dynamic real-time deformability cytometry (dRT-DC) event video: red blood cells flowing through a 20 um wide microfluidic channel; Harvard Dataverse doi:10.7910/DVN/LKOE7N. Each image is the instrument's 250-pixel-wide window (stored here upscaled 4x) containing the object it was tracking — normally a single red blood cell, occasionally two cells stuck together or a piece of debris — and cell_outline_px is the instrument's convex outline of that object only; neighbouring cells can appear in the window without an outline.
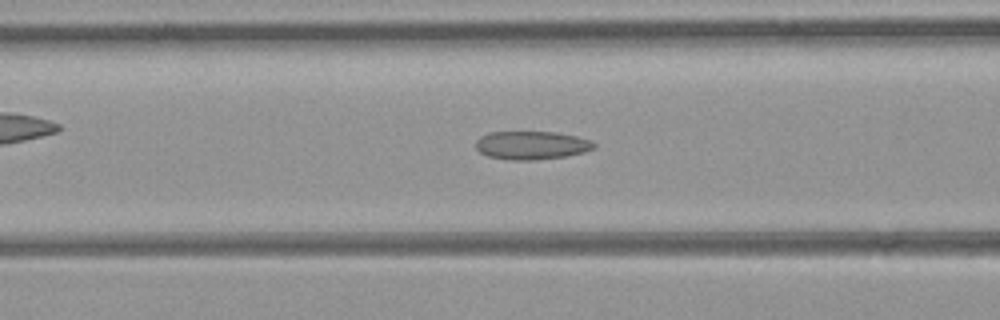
{"species": "common noctule bat (a hibernating species)", "species_latin": "Nyctalus noctula", "temperature_condition": "room temperature", "stored_images_in_passage": 28, "camera_frame_rate_fps": 3000, "um_per_image_px": 0.085, "animal": {"sex": "female", "body_mass_g": 21.9}, "frame": {"image": 1, "passage_image": 9, "time_ms": 2.667, "image_size_px": [1000, 320], "cell_outline_px": [[596, 148], [584, 152], [564, 156], [532, 160], [512, 160], [488, 156], [480, 152], [476, 148], [476, 140], [480, 136], [488, 132], [556, 132], [576, 136], [592, 140], [596, 144]], "centroid_in_image_um": [45.19, 12.34], "position_along_channel_um": 121.4, "area_um2": 19.54}}
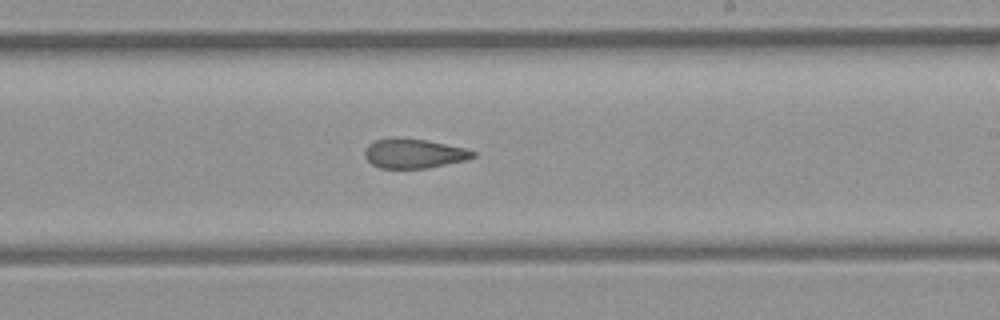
{"frame": {"image": 2, "passage_image": 18, "time_ms": 5.667, "image_size_px": [1000, 320], "cell_outline_px": [[476, 156], [464, 160], [428, 168], [380, 168], [372, 164], [364, 156], [364, 148], [368, 144], [376, 140], [428, 140], [464, 148], [476, 152]], "centroid_in_image_um": [35.18, 13.08], "position_along_channel_um": 253.8, "area_um2": 17.98}}
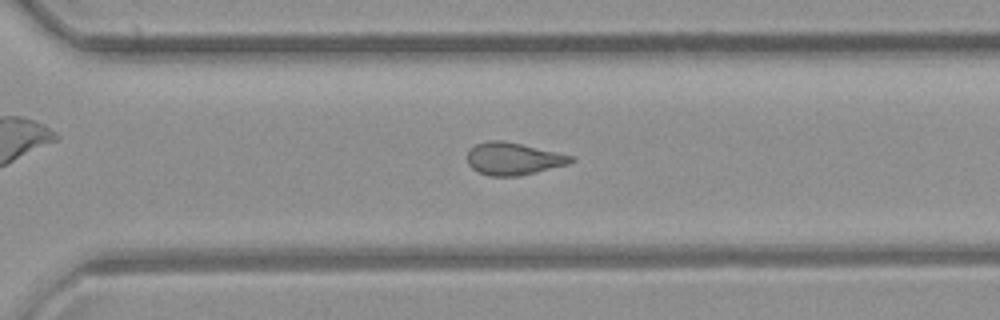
{"frame": {"image": 3, "passage_image": 23, "time_ms": 7.333, "image_size_px": [1000, 320], "cell_outline_px": [[576, 160], [568, 164], [536, 172], [516, 176], [488, 176], [476, 172], [468, 164], [468, 152], [476, 144], [488, 140], [500, 140], [520, 144], [556, 152], [572, 156]], "centroid_in_image_um": [43.6, 13.5], "position_along_channel_um": 327.0, "area_um2": 19.36}}